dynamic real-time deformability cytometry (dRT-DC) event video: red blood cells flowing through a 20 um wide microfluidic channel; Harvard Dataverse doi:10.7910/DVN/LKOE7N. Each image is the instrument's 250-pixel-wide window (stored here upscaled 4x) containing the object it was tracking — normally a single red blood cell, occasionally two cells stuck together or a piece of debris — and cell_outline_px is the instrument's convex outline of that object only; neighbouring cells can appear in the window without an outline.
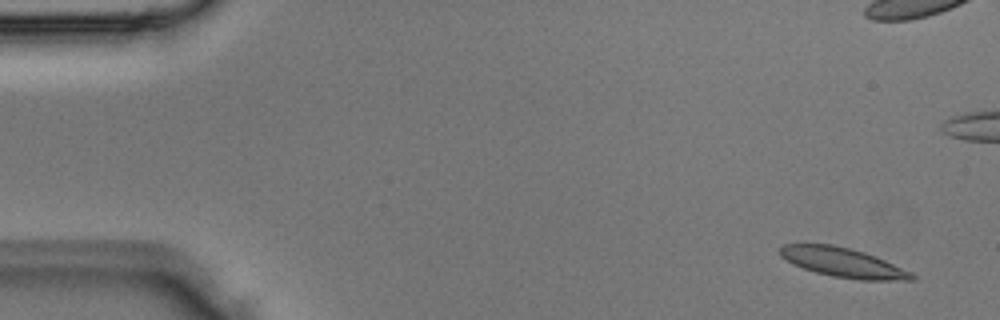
{"species": "Egyptian fruit bat (a non-hibernating species)", "species_latin": "Rousettus aegyptiacus", "temperature_condition": "room temperature", "stored_images_in_passage": 5, "camera_frame_rate_fps": 3000, "um_per_image_px": 0.085, "animal": {"sex": "male"}, "frame": {"image": 1, "passage_image": 1, "time_ms": 0.0, "image_size_px": [1000, 320], "cell_outline_px": [[916, 280], [860, 280], [832, 276], [816, 272], [792, 264], [780, 256], [776, 252], [784, 244], [832, 244], [864, 252], [876, 256], [912, 272], [916, 276]], "centroid_in_image_um": [71.65, 22.31], "position_along_channel_um": 13.4, "area_um2": 22.66}}